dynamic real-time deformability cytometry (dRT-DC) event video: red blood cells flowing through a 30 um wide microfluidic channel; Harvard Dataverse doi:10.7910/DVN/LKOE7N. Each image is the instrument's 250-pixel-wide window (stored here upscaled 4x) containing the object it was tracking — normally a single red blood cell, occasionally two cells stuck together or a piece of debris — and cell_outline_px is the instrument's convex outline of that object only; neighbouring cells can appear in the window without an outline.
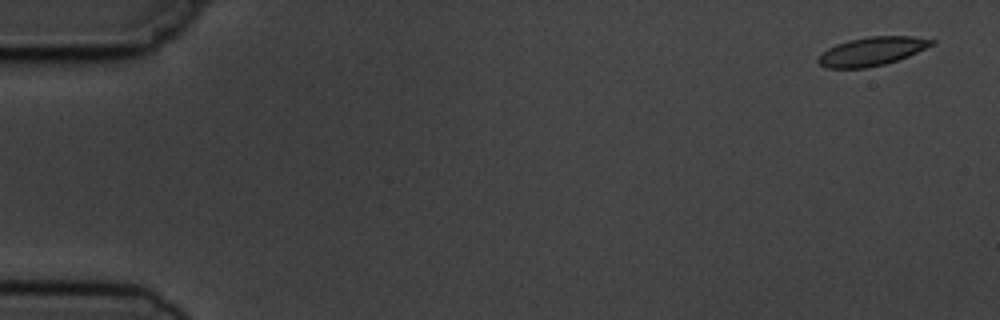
{"species": "common noctule bat (a hibernating species)", "species_latin": "Nyctalus noctula", "temperature_condition": "cold", "stored_images_in_passage": 4, "camera_frame_rate_fps": 3000, "um_per_image_px": 0.085, "animal": {"sex": "male", "body_mass_g": 19.5, "forearm_length_mm": 54.6}, "frame": {"image": 1, "passage_image": 1, "time_ms": 0.0, "image_size_px": [1000, 320], "cell_outline_px": [[936, 44], [908, 56], [884, 64], [864, 68], [828, 68], [820, 64], [816, 60], [828, 48], [836, 44], [848, 40], [872, 36], [912, 36], [936, 40]], "centroid_in_image_um": [74.14, 4.35], "position_along_channel_um": 10.9, "area_um2": 18.79}}